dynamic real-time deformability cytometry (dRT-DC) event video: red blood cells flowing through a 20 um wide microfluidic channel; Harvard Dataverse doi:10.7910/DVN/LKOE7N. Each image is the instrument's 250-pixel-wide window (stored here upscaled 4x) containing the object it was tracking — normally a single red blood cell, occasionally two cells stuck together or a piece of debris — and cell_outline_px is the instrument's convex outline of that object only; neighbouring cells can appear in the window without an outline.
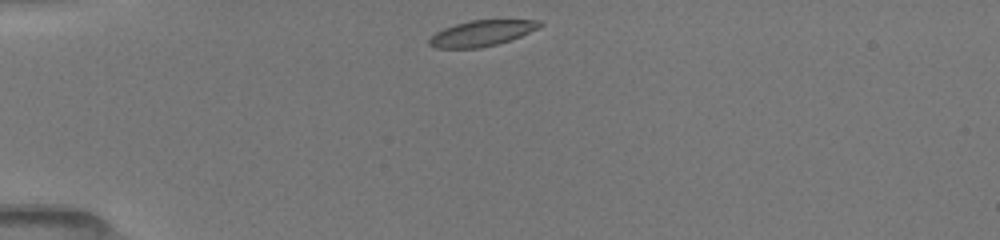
{"species": "common noctule bat (a hibernating species)", "species_latin": "Nyctalus noctula", "temperature_condition": "room temperature", "stored_images_in_passage": 39, "camera_frame_rate_fps": 3000, "um_per_image_px": 0.085, "animal": {"sex": "female", "body_mass_g": 19.5, "forearm_length_mm": 54.1}, "frame": {"image": 1, "passage_image": 1, "time_ms": 0.0, "image_size_px": [1000, 240], "cell_outline_px": [[544, 24], [520, 36], [496, 44], [480, 48], [432, 48], [428, 44], [428, 40], [436, 32], [444, 28], [456, 24], [472, 20], [540, 20]], "centroid_in_image_um": [40.89, 2.83], "position_along_channel_um": 44.1, "area_um2": 16.36}}
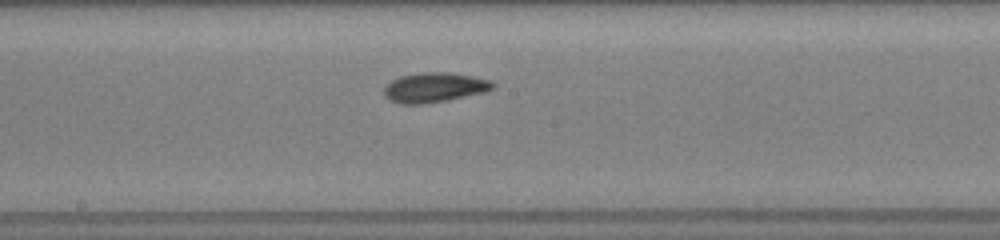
{"frame": {"image": 2, "passage_image": 16, "time_ms": 5.0, "image_size_px": [1000, 240], "cell_outline_px": [[496, 84], [492, 88], [484, 92], [448, 100], [424, 104], [400, 104], [388, 100], [384, 96], [384, 88], [392, 80], [400, 76], [424, 72], [448, 72], [472, 76], [492, 80]], "centroid_in_image_um": [36.91, 7.44], "position_along_channel_um": 211.3, "area_um2": 18.9}}
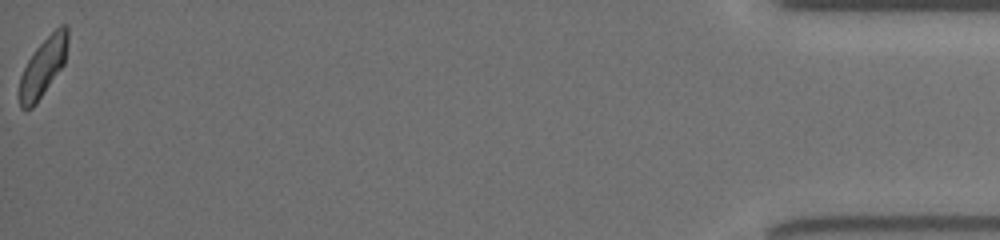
{"frame": {"image": 3, "passage_image": 39, "time_ms": 12.667, "image_size_px": [1000, 240], "cell_outline_px": [[68, 40], [64, 64], [36, 104], [32, 108], [20, 108], [20, 76], [28, 60], [36, 48], [60, 24], [64, 24], [68, 28]], "centroid_in_image_um": [3.68, 5.68], "position_along_channel_um": 431.5, "area_um2": 16.18}, "authors_computed_cell_mechanics": {"area_um2": 17.2822, "velocity_mm_per_s": 4.0149, "shape_relaxation_time_tau1_ms": 2.7163, "shape_relaxation_time_tau2_ms": 3.3221, "deformation_change_tau1": 0.0997, "deformation_change_tau2": 0.0923}}